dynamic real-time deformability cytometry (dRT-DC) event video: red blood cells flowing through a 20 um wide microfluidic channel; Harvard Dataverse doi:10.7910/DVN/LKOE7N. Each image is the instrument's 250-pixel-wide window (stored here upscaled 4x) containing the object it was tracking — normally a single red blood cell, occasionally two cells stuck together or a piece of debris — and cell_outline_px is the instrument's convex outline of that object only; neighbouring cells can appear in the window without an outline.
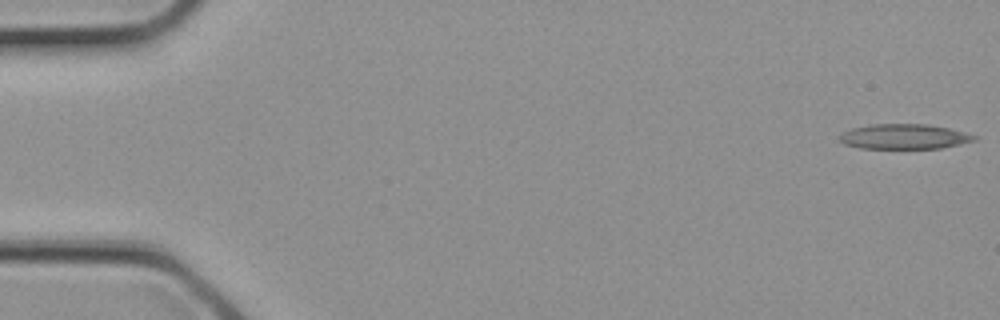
{"species": "common noctule bat (a hibernating species)", "species_latin": "Nyctalus noctula", "temperature_condition": "cold", "stored_images_in_passage": 3, "camera_frame_rate_fps": 3000, "um_per_image_px": 0.085, "animal": {"sex": "female", "body_mass_g": 21.9}, "frame": {"image": 1, "passage_image": 1, "time_ms": 0.0, "image_size_px": [1000, 320], "cell_outline_px": [[976, 140], [960, 144], [940, 148], [860, 148], [844, 144], [840, 140], [840, 136], [844, 132], [852, 128], [872, 124], [928, 124], [948, 128], [964, 132], [976, 136]], "centroid_in_image_um": [76.86, 11.6], "position_along_channel_um": 8.1, "area_um2": 19.42}}